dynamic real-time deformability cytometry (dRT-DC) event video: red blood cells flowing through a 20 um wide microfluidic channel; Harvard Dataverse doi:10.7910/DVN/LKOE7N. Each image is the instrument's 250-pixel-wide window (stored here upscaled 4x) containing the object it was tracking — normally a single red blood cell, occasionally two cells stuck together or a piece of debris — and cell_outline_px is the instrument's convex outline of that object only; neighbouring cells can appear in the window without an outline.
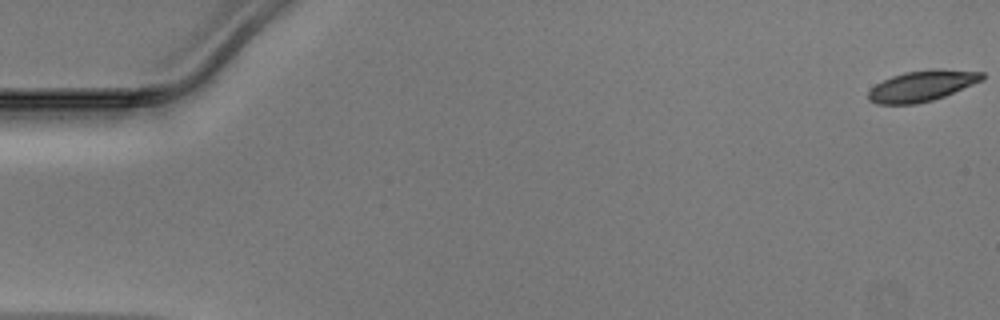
{"species": "Egyptian fruit bat (a non-hibernating species)", "species_latin": "Rousettus aegyptiacus", "temperature_condition": "warm", "stored_images_in_passage": 50, "camera_frame_rate_fps": 3000, "um_per_image_px": 0.085, "animal": {"sex": "male"}, "frame": {"image": 1, "passage_image": 1, "time_ms": 0.0, "image_size_px": [1000, 320], "cell_outline_px": [[984, 80], [944, 96], [932, 100], [916, 104], [876, 104], [868, 100], [868, 92], [876, 84], [892, 76], [904, 72], [932, 68], [940, 68], [984, 72]], "centroid_in_image_um": [78.39, 7.28], "position_along_channel_um": 6.6, "area_um2": 20.58}}
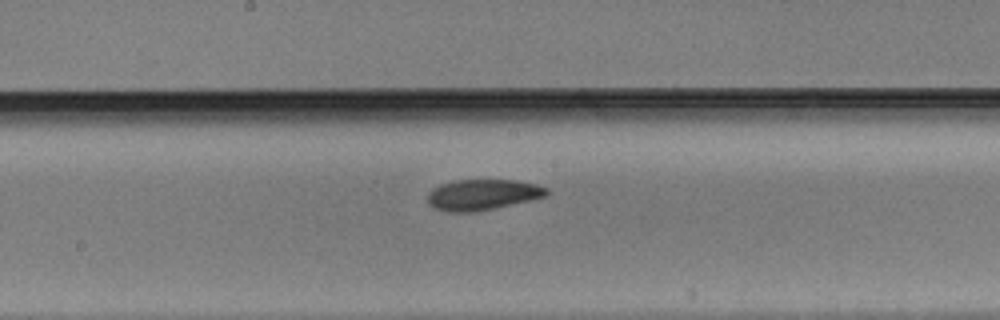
{"frame": {"image": 2, "passage_image": 27, "time_ms": 8.667, "image_size_px": [1000, 320], "cell_outline_px": [[548, 196], [532, 200], [472, 212], [448, 212], [436, 208], [428, 204], [428, 192], [432, 188], [440, 184], [456, 180], [516, 180], [536, 184], [548, 188]], "centroid_in_image_um": [41.02, 16.54], "position_along_channel_um": 207.2, "area_um2": 21.33}}
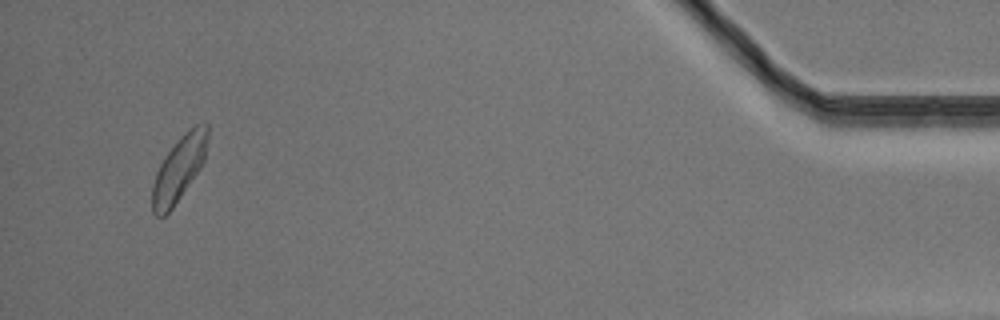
{"frame": {"image": 3, "passage_image": 48, "time_ms": 15.667, "image_size_px": [1000, 320], "cell_outline_px": [[208, 140], [204, 160], [200, 168], [172, 208], [164, 216], [156, 216], [152, 212], [152, 188], [156, 172], [160, 164], [168, 152], [180, 136], [188, 128], [196, 124], [208, 124]], "centroid_in_image_um": [15.22, 14.32], "position_along_channel_um": 420.0, "area_um2": 20.69}}